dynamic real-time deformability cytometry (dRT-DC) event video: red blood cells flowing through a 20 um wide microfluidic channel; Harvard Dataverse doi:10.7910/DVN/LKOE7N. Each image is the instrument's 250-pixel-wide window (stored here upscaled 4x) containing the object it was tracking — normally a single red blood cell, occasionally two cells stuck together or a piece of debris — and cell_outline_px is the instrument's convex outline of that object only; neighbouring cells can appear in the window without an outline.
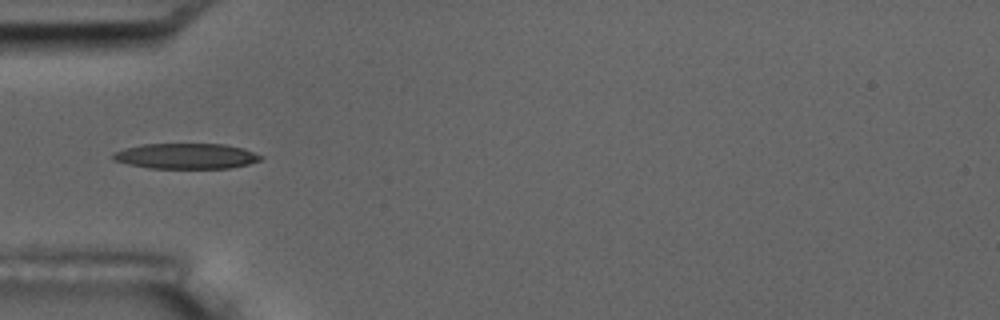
{"species": "common noctule bat (a hibernating species)", "species_latin": "Nyctalus noctula", "temperature_condition": "room temperature", "stored_images_in_passage": 10, "camera_frame_rate_fps": 3000, "um_per_image_px": 0.085, "animal": {"sex": "male", "body_mass_g": 17.5, "forearm_length_mm": 52.3}, "frame": {"image": 1, "passage_image": 5, "time_ms": 4.667, "image_size_px": [1000, 320], "cell_outline_px": [[264, 156], [260, 160], [248, 164], [228, 168], [148, 168], [128, 164], [112, 160], [112, 156], [116, 152], [124, 148], [144, 144], [224, 144], [244, 148]], "centroid_in_image_um": [15.83, 13.26], "position_along_channel_um": 69.2, "area_um2": 21.91}}
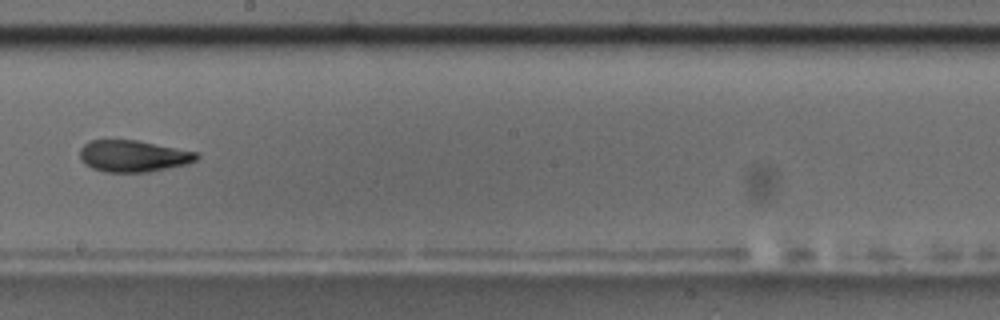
{"frame": {"image": 2, "passage_image": 9, "time_ms": 9.333, "image_size_px": [1000, 320], "cell_outline_px": [[200, 156], [196, 160], [188, 164], [148, 172], [104, 172], [92, 168], [84, 164], [80, 160], [80, 148], [84, 144], [92, 140], [136, 140], [200, 152]], "centroid_in_image_um": [11.34, 13.27], "position_along_channel_um": 236.9, "area_um2": 21.73}}